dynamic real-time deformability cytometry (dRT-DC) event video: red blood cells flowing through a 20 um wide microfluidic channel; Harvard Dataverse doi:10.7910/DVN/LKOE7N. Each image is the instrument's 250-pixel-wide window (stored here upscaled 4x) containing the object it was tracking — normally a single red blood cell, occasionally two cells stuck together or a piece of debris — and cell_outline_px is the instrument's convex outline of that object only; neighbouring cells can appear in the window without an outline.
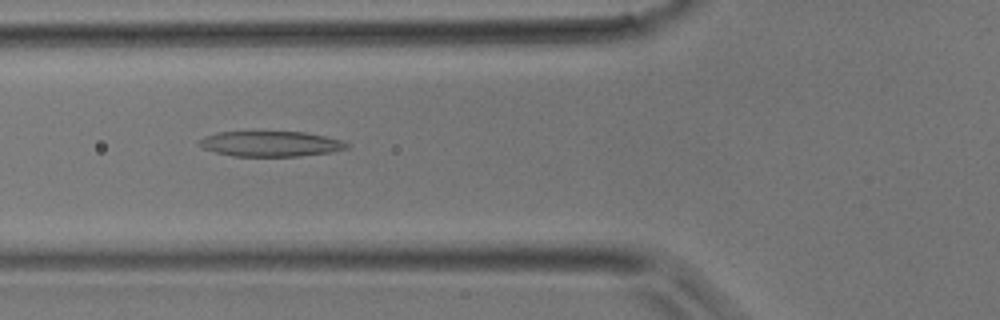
{"species": "common noctule bat (a hibernating species)", "species_latin": "Nyctalus noctula", "temperature_condition": "room temperature", "stored_images_in_passage": 39, "camera_frame_rate_fps": 3000, "um_per_image_px": 0.085, "animal": {"sex": "male", "body_mass_g": 17.9}, "frame": {"image": 1, "passage_image": 15, "time_ms": 4.667, "image_size_px": [1000, 320], "cell_outline_px": [[352, 144], [348, 148], [332, 152], [300, 156], [232, 156], [216, 152], [204, 148], [200, 144], [200, 140], [204, 136], [216, 132], [304, 132], [324, 136], [340, 140]], "centroid_in_image_um": [23.04, 12.23], "position_along_channel_um": 102.8, "area_um2": 21.68}}
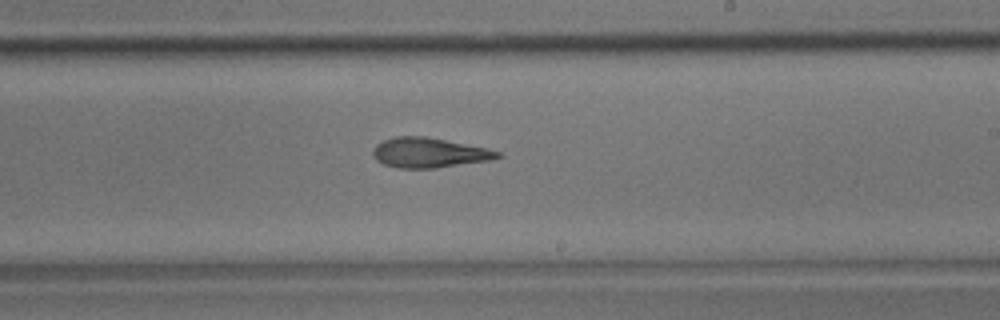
{"frame": {"image": 2, "passage_image": 24, "time_ms": 7.667, "image_size_px": [1000, 320], "cell_outline_px": [[504, 156], [492, 160], [436, 168], [396, 168], [384, 164], [376, 160], [372, 156], [372, 152], [376, 144], [384, 140], [396, 136], [424, 136], [488, 148], [500, 152]], "centroid_in_image_um": [36.48, 12.99], "position_along_channel_um": 252.5, "area_um2": 21.85}}
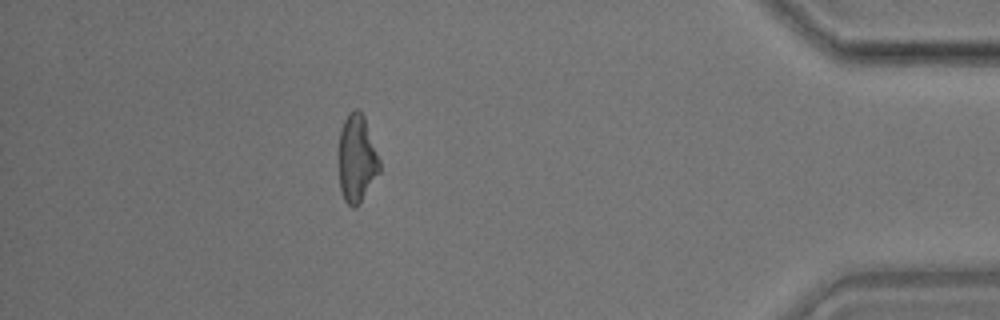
{"frame": {"image": 3, "passage_image": 36, "time_ms": 11.667, "image_size_px": [1000, 320], "cell_outline_px": [[380, 172], [360, 204], [356, 208], [352, 208], [344, 200], [340, 188], [340, 128], [348, 112], [356, 108], [364, 116], [380, 160]], "centroid_in_image_um": [30.35, 13.5], "position_along_channel_um": 404.9, "area_um2": 20.81}}